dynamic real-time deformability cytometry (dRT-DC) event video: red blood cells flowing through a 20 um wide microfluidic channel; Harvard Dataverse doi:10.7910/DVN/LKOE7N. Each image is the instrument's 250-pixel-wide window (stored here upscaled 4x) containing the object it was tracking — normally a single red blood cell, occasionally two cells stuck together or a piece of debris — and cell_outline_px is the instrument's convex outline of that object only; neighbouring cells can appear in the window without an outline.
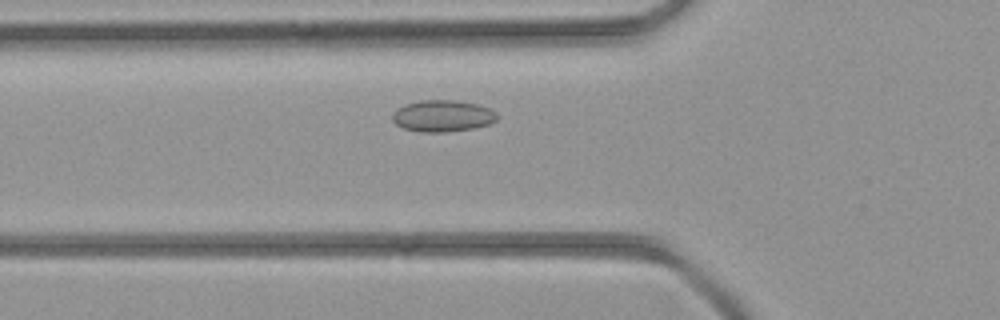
{"species": "common noctule bat (a hibernating species)", "species_latin": "Nyctalus noctula", "temperature_condition": "room temperature", "stored_images_in_passage": 34, "camera_frame_rate_fps": 3000, "um_per_image_px": 0.085, "animal": {"sex": "female", "body_mass_g": 21.9}, "frame": {"image": 1, "passage_image": 6, "time_ms": 1.667, "image_size_px": [1000, 320], "cell_outline_px": [[500, 116], [496, 120], [488, 124], [472, 128], [444, 132], [424, 132], [404, 128], [396, 124], [392, 120], [392, 112], [396, 108], [404, 104], [420, 100], [456, 100], [480, 104], [496, 112]], "centroid_in_image_um": [37.61, 9.83], "position_along_channel_um": 88.2, "area_um2": 19.42}}
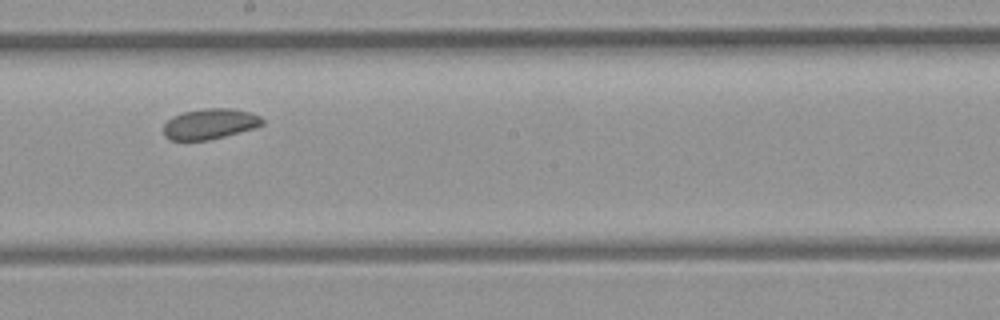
{"frame": {"image": 2, "passage_image": 15, "time_ms": 4.667, "image_size_px": [1000, 320], "cell_outline_px": [[264, 124], [256, 128], [208, 140], [172, 140], [164, 136], [164, 124], [172, 116], [184, 112], [204, 108], [228, 108], [252, 112], [260, 116], [264, 120]], "centroid_in_image_um": [17.87, 10.52], "position_along_channel_um": 230.3, "area_um2": 17.63}}
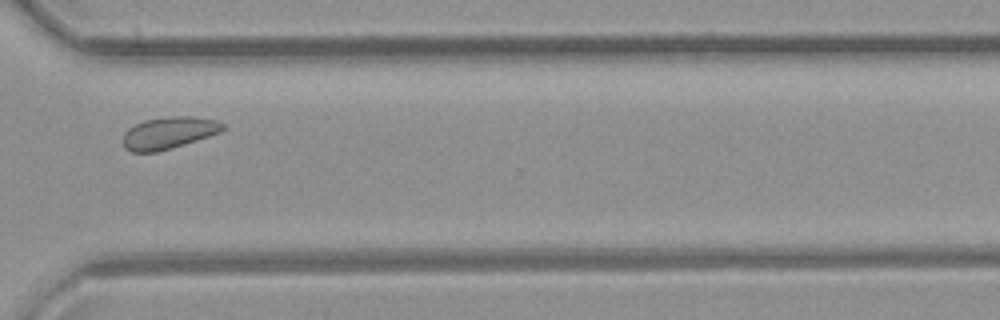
{"frame": {"image": 3, "passage_image": 23, "time_ms": 7.333, "image_size_px": [1000, 320], "cell_outline_px": [[224, 128], [220, 132], [172, 148], [156, 152], [132, 152], [124, 148], [124, 132], [128, 128], [144, 120], [168, 116], [192, 116], [216, 120], [224, 124]], "centroid_in_image_um": [14.32, 11.29], "position_along_channel_um": 356.3, "area_um2": 18.5}}